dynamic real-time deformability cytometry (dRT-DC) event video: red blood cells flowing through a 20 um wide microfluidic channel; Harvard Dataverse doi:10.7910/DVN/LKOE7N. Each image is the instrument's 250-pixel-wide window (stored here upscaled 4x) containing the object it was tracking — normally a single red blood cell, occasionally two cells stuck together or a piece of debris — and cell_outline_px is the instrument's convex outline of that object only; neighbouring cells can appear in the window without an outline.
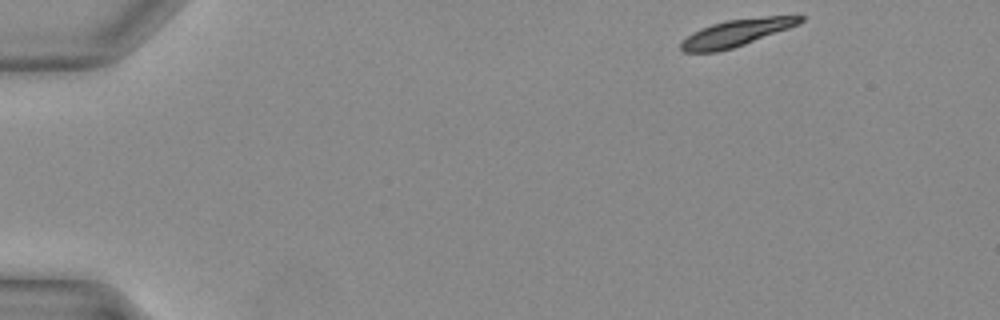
{"species": "Egyptian fruit bat (a non-hibernating species)", "species_latin": "Rousettus aegyptiacus", "temperature_condition": "warm", "stored_images_in_passage": 36, "camera_frame_rate_fps": 3000, "um_per_image_px": 0.085, "animal": {"sex": "female"}, "frame": {"image": 1, "passage_image": 1, "time_ms": 0.0, "image_size_px": [1000, 320], "cell_outline_px": [[804, 20], [800, 24], [744, 44], [732, 48], [716, 52], [684, 52], [680, 48], [680, 40], [692, 32], [700, 28], [712, 24], [728, 20], [764, 16], [804, 16]], "centroid_in_image_um": [62.54, 2.79], "position_along_channel_um": 22.5, "area_um2": 18.67}}
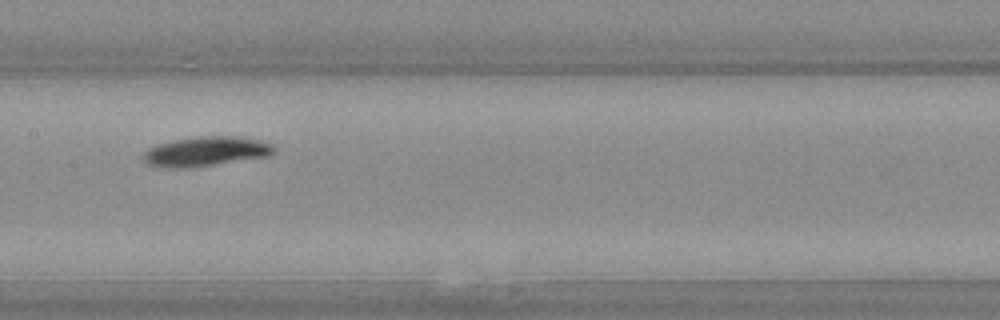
{"frame": {"image": 2, "passage_image": 17, "time_ms": 5.333, "image_size_px": [1000, 320], "cell_outline_px": [[276, 152], [268, 156], [192, 168], [168, 168], [148, 164], [144, 160], [144, 152], [148, 148], [156, 144], [172, 140], [196, 136], [240, 136], [260, 140], [272, 144], [276, 148]], "centroid_in_image_um": [17.52, 12.86], "position_along_channel_um": 189.9, "area_um2": 22.83}}
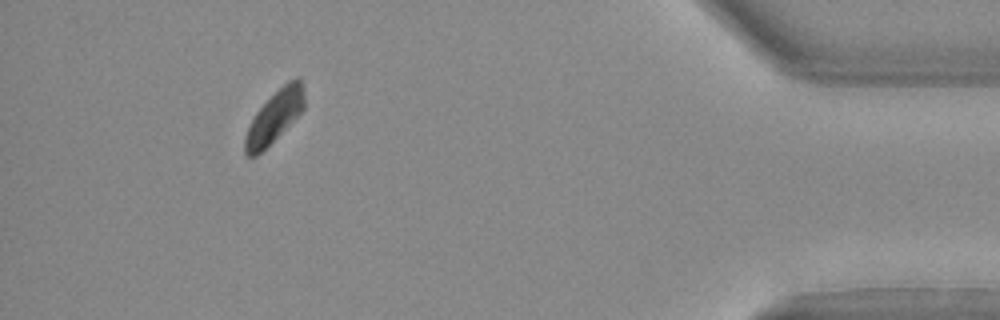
{"frame": {"image": 3, "passage_image": 33, "time_ms": 10.667, "image_size_px": [1000, 320], "cell_outline_px": [[304, 108], [256, 156], [248, 156], [244, 152], [244, 136], [256, 112], [288, 80], [296, 76], [300, 76], [304, 88]], "centroid_in_image_um": [23.34, 9.87], "position_along_channel_um": 411.9, "area_um2": 17.22}}